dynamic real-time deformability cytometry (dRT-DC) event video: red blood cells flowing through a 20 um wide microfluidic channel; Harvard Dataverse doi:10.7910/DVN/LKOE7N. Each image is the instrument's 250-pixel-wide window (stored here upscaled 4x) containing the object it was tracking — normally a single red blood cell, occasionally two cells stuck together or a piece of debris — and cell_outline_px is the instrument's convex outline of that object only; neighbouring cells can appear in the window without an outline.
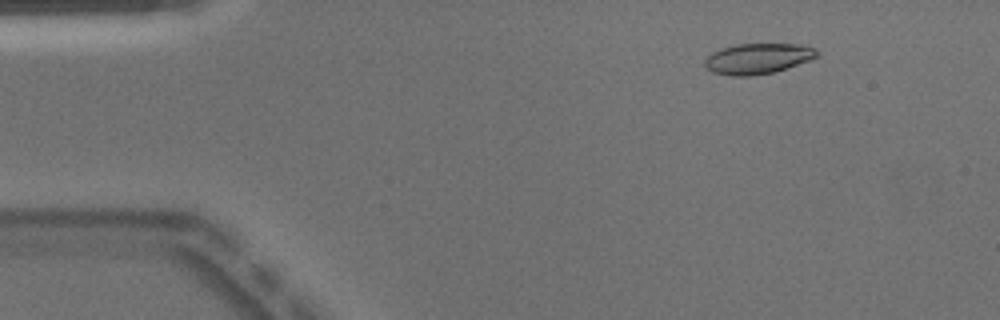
{"species": "Egyptian fruit bat (a non-hibernating species)", "species_latin": "Rousettus aegyptiacus", "temperature_condition": "warm", "stored_images_in_passage": 49, "camera_frame_rate_fps": 3000, "um_per_image_px": 0.085, "animal": {"sex": "male"}, "frame": {"image": 1, "passage_image": 5, "time_ms": 1.333, "image_size_px": [1000, 320], "cell_outline_px": [[820, 52], [812, 60], [772, 72], [748, 76], [732, 76], [712, 72], [704, 64], [704, 60], [712, 52], [720, 48], [736, 44], [800, 44], [816, 48]], "centroid_in_image_um": [64.42, 4.97], "position_along_channel_um": 20.6, "area_um2": 20.0}}
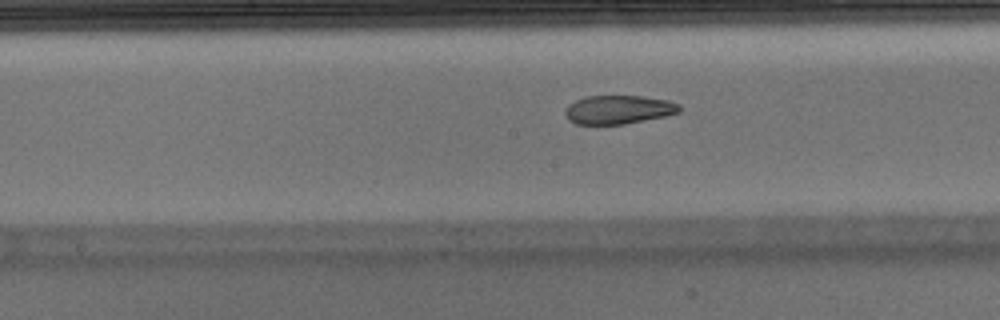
{"frame": {"image": 2, "passage_image": 24, "time_ms": 7.667, "image_size_px": [1000, 320], "cell_outline_px": [[680, 112], [664, 116], [624, 124], [576, 124], [568, 120], [564, 112], [568, 104], [584, 96], [644, 96], [668, 100], [680, 104]], "centroid_in_image_um": [52.55, 9.31], "position_along_channel_um": 195.6, "area_um2": 19.13}}
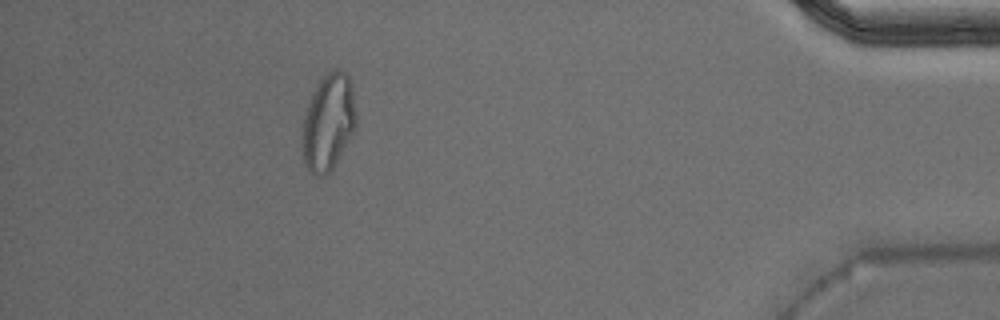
{"frame": {"image": 3, "passage_image": 44, "time_ms": 14.333, "image_size_px": [1000, 320], "cell_outline_px": [[356, 128], [336, 164], [320, 180], [308, 168], [304, 160], [304, 116], [312, 92], [316, 84], [328, 72], [336, 68], [344, 72], [348, 76], [352, 84], [356, 112]], "centroid_in_image_um": [27.95, 10.38], "position_along_channel_um": 407.3, "area_um2": 30.11}, "authors_computed_cell_mechanics": {"area_um2": 20.7502, "velocity_mm_per_s": 3.9899, "shape_relaxation_time_tau1_ms": null, "shape_relaxation_time_tau2_ms": 2.4708, "deformation_change_tau1": null, "deformation_change_tau2": 0.0912}}